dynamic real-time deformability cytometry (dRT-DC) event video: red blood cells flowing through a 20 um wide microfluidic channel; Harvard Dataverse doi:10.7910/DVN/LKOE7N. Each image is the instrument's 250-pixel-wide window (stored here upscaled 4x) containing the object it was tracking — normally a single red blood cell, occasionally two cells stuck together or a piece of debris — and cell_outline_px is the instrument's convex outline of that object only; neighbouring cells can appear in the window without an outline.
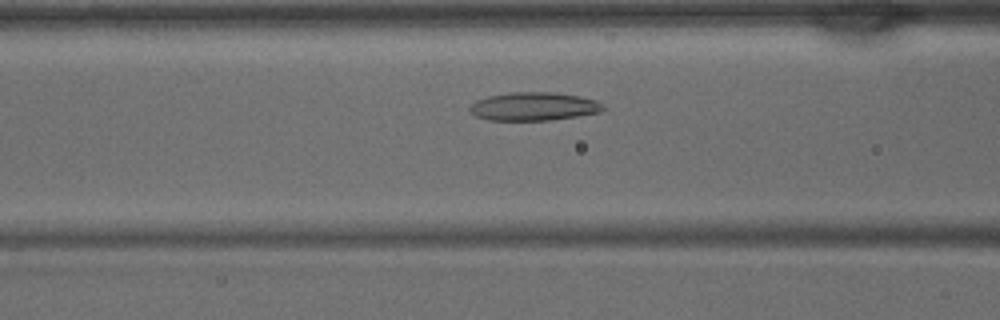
{"species": "common noctule bat (a hibernating species)", "species_latin": "Nyctalus noctula", "temperature_condition": "warm", "stored_images_in_passage": 36, "camera_frame_rate_fps": 3000, "um_per_image_px": 0.085, "animal": {"sex": "male", "body_mass_g": 15.6}, "frame": {"image": 1, "passage_image": 11, "time_ms": 3.333, "image_size_px": [1000, 320], "cell_outline_px": [[604, 108], [600, 112], [552, 120], [488, 120], [476, 116], [468, 108], [476, 100], [488, 96], [508, 92], [548, 92], [576, 96], [596, 100], [604, 104]], "centroid_in_image_um": [45.35, 9.05], "position_along_channel_um": 121.3, "area_um2": 21.85}}
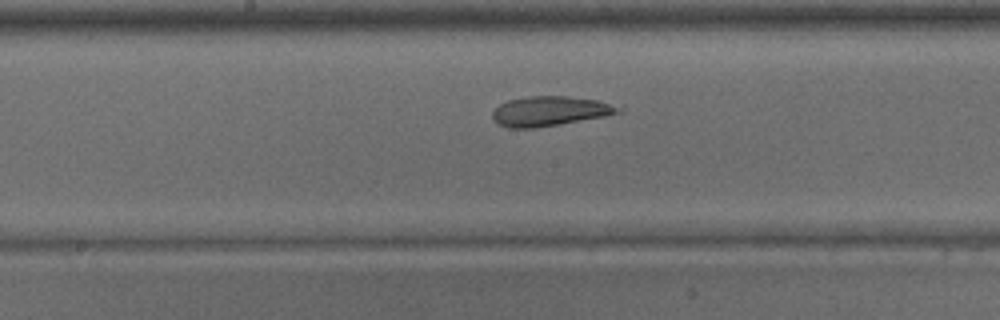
{"frame": {"image": 2, "passage_image": 16, "time_ms": 5.0, "image_size_px": [1000, 320], "cell_outline_px": [[624, 108], [620, 112], [604, 116], [532, 128], [508, 128], [492, 120], [492, 112], [500, 104], [508, 100], [528, 96], [568, 96], [624, 104]], "centroid_in_image_um": [46.79, 9.42], "position_along_channel_um": 201.4, "area_um2": 21.85}}
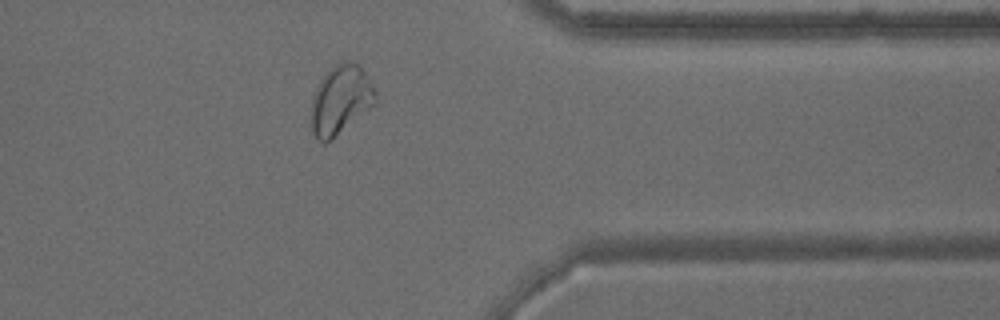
{"frame": {"image": 3, "passage_image": 28, "time_ms": 9.0, "image_size_px": [1000, 320], "cell_outline_px": [[376, 104], [332, 140], [324, 144], [312, 132], [308, 116], [312, 96], [320, 80], [336, 64], [344, 60], [356, 64], [368, 76], [376, 92]], "centroid_in_image_um": [28.92, 8.54], "position_along_channel_um": 382.5, "area_um2": 26.18}}